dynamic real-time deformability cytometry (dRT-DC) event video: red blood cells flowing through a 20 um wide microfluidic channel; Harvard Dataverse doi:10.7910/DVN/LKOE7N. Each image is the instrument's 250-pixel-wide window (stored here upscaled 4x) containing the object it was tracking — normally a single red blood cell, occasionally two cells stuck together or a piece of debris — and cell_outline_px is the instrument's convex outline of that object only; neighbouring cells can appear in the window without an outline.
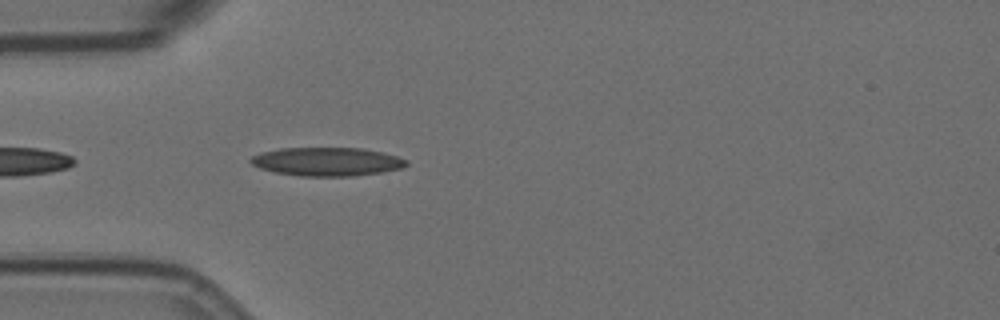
{"species": "Egyptian fruit bat (a non-hibernating species)", "species_latin": "Rousettus aegyptiacus", "temperature_condition": "room temperature", "stored_images_in_passage": 16, "camera_frame_rate_fps": 3000, "um_per_image_px": 0.085, "animal": {"sex": "female"}, "frame": {"image": 1, "passage_image": 3, "time_ms": 0.667, "image_size_px": [1000, 320], "cell_outline_px": [[408, 164], [400, 168], [384, 172], [352, 176], [300, 176], [276, 172], [260, 168], [252, 164], [248, 160], [252, 156], [260, 152], [280, 148], [360, 148], [380, 152], [396, 156], [408, 160]], "centroid_in_image_um": [27.77, 13.74], "position_along_channel_um": 57.2, "area_um2": 25.84}}
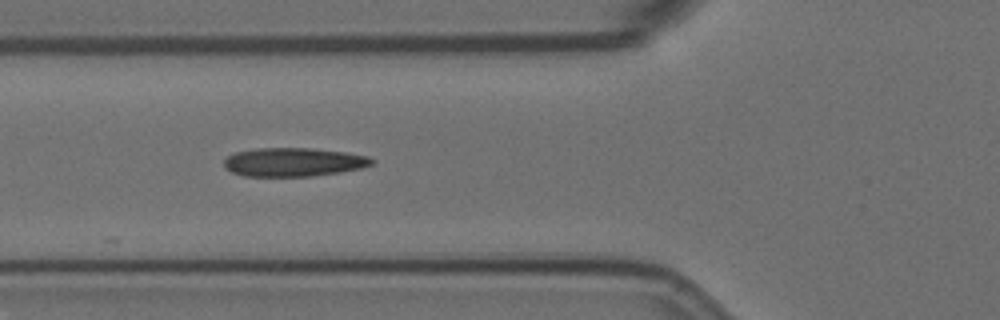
{"frame": {"image": 2, "passage_image": 7, "time_ms": 2.0, "image_size_px": [1000, 320], "cell_outline_px": [[376, 160], [372, 164], [360, 168], [340, 172], [312, 176], [244, 176], [232, 172], [224, 168], [224, 160], [228, 156], [236, 152], [260, 148], [312, 148], [344, 152], [368, 156]], "centroid_in_image_um": [24.95, 13.78], "position_along_channel_um": 100.9, "area_um2": 24.62}}
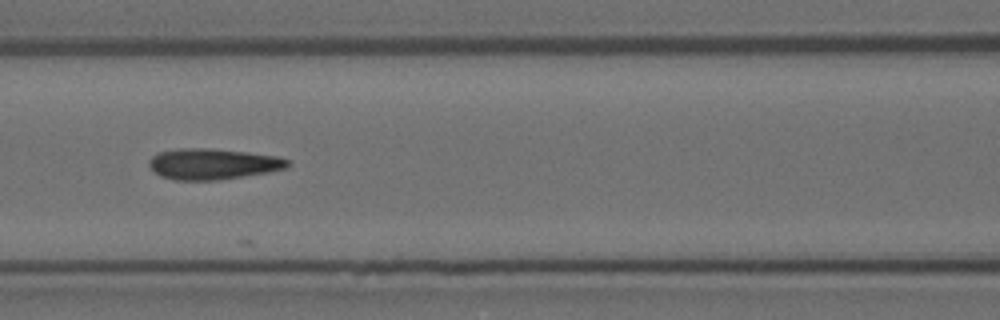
{"frame": {"image": 3, "passage_image": 11, "time_ms": 3.333, "image_size_px": [1000, 320], "cell_outline_px": [[292, 164], [284, 168], [268, 172], [216, 180], [176, 180], [160, 176], [148, 164], [148, 160], [156, 152], [180, 148], [208, 148], [248, 152], [280, 156], [288, 160]], "centroid_in_image_um": [18.08, 13.92], "position_along_channel_um": 148.5, "area_um2": 24.97}}